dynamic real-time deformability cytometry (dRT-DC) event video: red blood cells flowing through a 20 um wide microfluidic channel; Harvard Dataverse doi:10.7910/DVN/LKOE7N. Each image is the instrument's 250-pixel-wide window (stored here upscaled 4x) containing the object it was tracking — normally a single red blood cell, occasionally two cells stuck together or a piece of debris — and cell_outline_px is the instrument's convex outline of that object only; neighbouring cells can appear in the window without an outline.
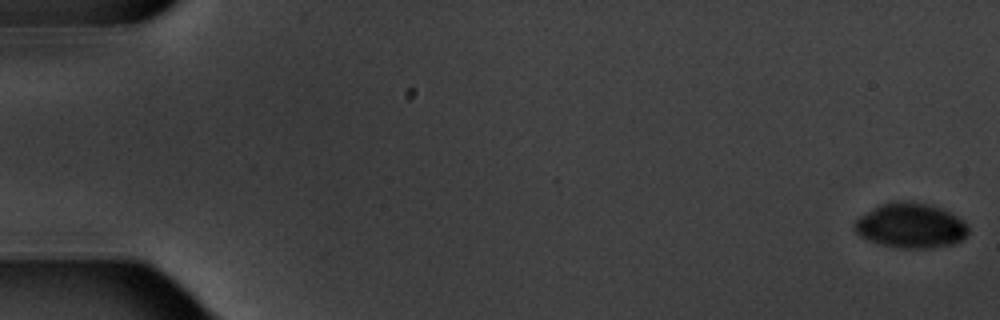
{"species": "common noctule bat (a hibernating species)", "species_latin": "Nyctalus noctula", "temperature_condition": "warm", "stored_images_in_passage": 5, "camera_frame_rate_fps": 3000, "um_per_image_px": 0.085, "animal": {"sex": "male", "body_mass_g": 20.1, "forearm_length_mm": 53.5}, "frame": {"image": 1, "passage_image": 1, "time_ms": 0.0, "image_size_px": [1000, 320], "cell_outline_px": [[968, 232], [960, 240], [952, 244], [932, 248], [896, 248], [880, 244], [868, 240], [860, 236], [852, 228], [852, 224], [860, 216], [880, 204], [892, 200], [904, 200], [932, 204], [964, 220], [968, 224]], "centroid_in_image_um": [77.38, 19.16], "position_along_channel_um": 7.6, "area_um2": 30.06}}
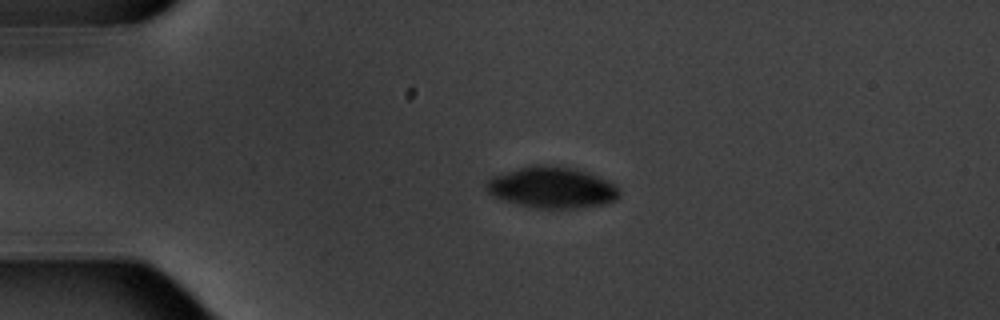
{"frame": {"image": 2, "passage_image": 4, "time_ms": 4.333, "image_size_px": [1000, 320], "cell_outline_px": [[620, 196], [616, 200], [604, 204], [580, 208], [536, 208], [516, 204], [500, 200], [492, 196], [484, 188], [484, 184], [492, 176], [532, 164], [544, 164], [572, 168], [588, 172], [616, 184], [620, 188]], "centroid_in_image_um": [46.9, 15.94], "position_along_channel_um": 38.1, "area_um2": 32.37}}